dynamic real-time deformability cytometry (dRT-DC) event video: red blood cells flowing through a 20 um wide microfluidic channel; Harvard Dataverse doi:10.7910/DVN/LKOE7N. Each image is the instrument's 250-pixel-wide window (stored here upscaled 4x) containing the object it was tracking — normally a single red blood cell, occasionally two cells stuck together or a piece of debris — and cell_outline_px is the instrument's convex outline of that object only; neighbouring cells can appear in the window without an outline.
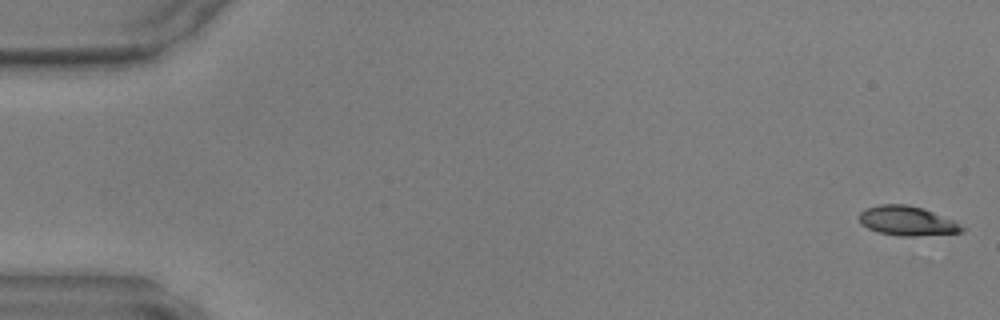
{"species": "common noctule bat (a hibernating species)", "species_latin": "Nyctalus noctula", "temperature_condition": "warm", "stored_images_in_passage": 46, "camera_frame_rate_fps": 3000, "um_per_image_px": 0.085, "animal": {"sex": "male", "body_mass_g": 17.9, "forearm_length_mm": 54.2}, "frame": {"image": 1, "passage_image": 1, "time_ms": 0.0, "image_size_px": [1000, 320], "cell_outline_px": [[968, 228], [964, 232], [916, 236], [896, 236], [880, 232], [868, 228], [860, 224], [860, 212], [864, 208], [880, 204], [908, 204], [924, 208], [956, 220]], "centroid_in_image_um": [77.18, 18.77], "position_along_channel_um": 7.8, "area_um2": 18.09}}
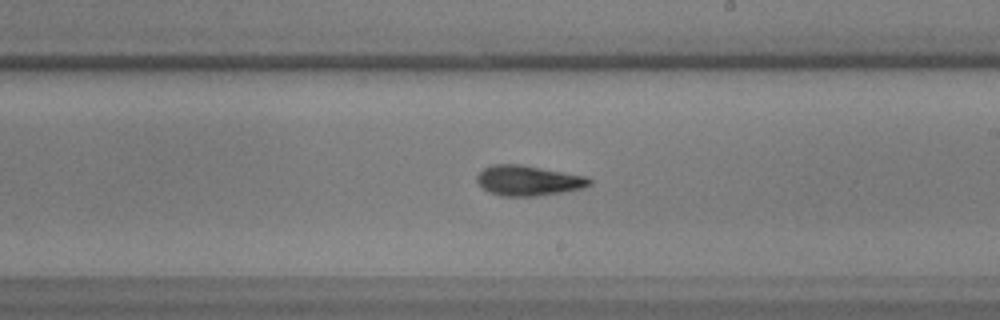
{"frame": {"image": 2, "passage_image": 28, "time_ms": 9.0, "image_size_px": [1000, 320], "cell_outline_px": [[592, 184], [584, 188], [536, 196], [500, 196], [488, 192], [476, 180], [476, 176], [484, 168], [492, 164], [520, 164], [588, 176], [592, 180]], "centroid_in_image_um": [44.92, 15.34], "position_along_channel_um": 244.1, "area_um2": 19.88}}
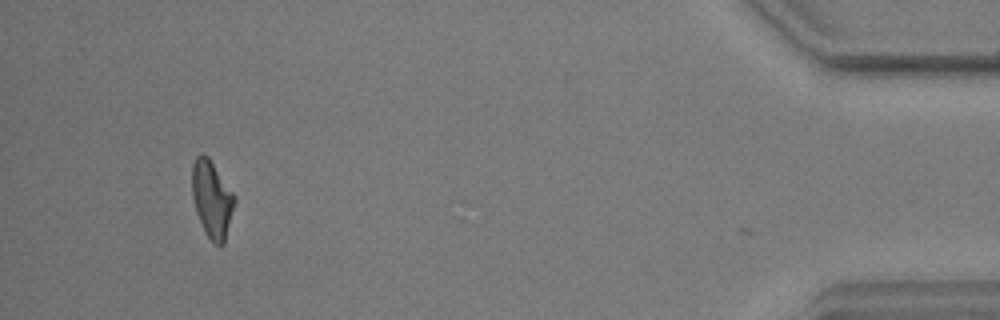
{"frame": {"image": 3, "passage_image": 45, "time_ms": 14.667, "image_size_px": [1000, 320], "cell_outline_px": [[236, 200], [224, 244], [212, 244], [204, 232], [196, 212], [192, 196], [192, 164], [196, 156], [208, 156], [236, 196]], "centroid_in_image_um": [18.02, 16.96], "position_along_channel_um": 417.2, "area_um2": 19.13}}